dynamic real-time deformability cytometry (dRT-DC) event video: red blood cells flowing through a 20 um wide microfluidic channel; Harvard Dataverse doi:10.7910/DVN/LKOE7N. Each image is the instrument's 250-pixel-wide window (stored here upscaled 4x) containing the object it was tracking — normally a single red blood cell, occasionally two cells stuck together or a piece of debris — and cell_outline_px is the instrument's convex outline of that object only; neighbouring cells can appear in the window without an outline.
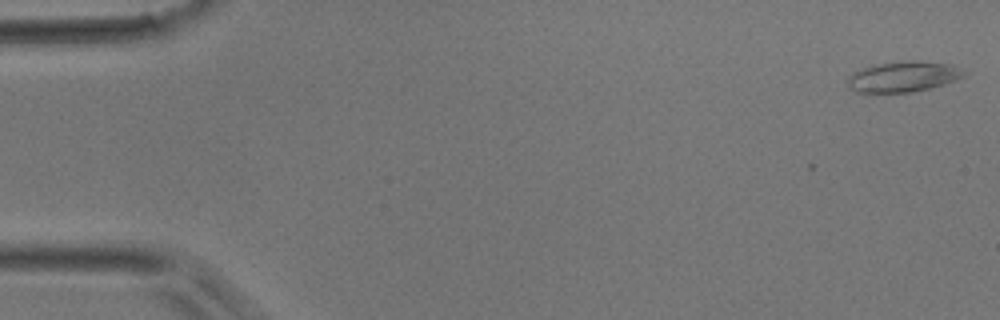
{"species": "common noctule bat (a hibernating species)", "species_latin": "Nyctalus noctula", "temperature_condition": "room temperature", "stored_images_in_passage": 3, "camera_frame_rate_fps": 3000, "um_per_image_px": 0.085, "animal": {"sex": "male", "body_mass_g": 17.9}, "frame": {"image": 1, "passage_image": 1, "time_ms": 0.0, "image_size_px": [1000, 320], "cell_outline_px": [[968, 72], [964, 76], [944, 84], [912, 92], [856, 92], [848, 84], [848, 76], [852, 72], [872, 64], [912, 60], [916, 60], [952, 64]], "centroid_in_image_um": [76.79, 6.49], "position_along_channel_um": 8.2, "area_um2": 20.75}}